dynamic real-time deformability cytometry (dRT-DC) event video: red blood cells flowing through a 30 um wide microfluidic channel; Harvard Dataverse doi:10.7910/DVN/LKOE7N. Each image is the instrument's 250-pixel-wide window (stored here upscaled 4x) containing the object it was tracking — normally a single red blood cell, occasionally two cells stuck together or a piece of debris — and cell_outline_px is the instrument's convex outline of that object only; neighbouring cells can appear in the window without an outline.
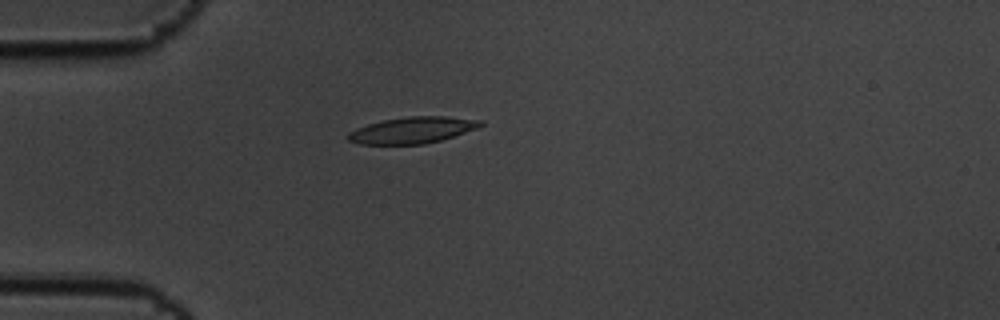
{"species": "common noctule bat (a hibernating species)", "species_latin": "Nyctalus noctula", "temperature_condition": "cold", "stored_images_in_passage": 6, "camera_frame_rate_fps": 3000, "um_per_image_px": 0.085, "animal": {"sex": "male", "body_mass_g": 19.5, "forearm_length_mm": 54.6}, "frame": {"image": 1, "passage_image": 5, "time_ms": 1.333, "image_size_px": [1000, 320], "cell_outline_px": [[484, 124], [476, 128], [440, 140], [424, 144], [360, 144], [348, 140], [348, 132], [356, 128], [368, 124], [384, 120], [412, 116], [444, 116], [484, 120]], "centroid_in_image_um": [35.05, 11.06], "position_along_channel_um": 50.0, "area_um2": 20.11}}